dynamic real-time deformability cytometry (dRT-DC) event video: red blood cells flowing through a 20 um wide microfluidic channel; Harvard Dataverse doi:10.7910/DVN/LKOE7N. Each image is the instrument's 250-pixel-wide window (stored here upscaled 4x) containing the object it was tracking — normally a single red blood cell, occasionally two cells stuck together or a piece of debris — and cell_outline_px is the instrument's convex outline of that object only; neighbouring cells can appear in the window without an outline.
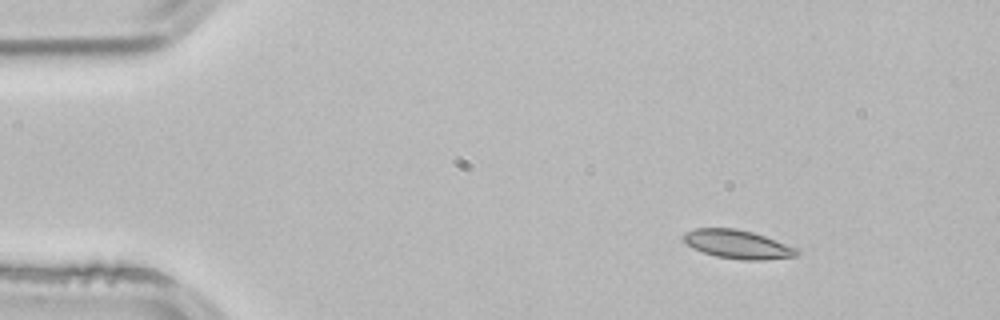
{"species": "common noctule bat (a hibernating species)", "species_latin": "Nyctalus noctula", "temperature_condition": "room temperature", "stored_images_in_passage": 4, "segment_of_instrument_passage": [2, 2], "camera_frame_rate_fps": 3000, "um_per_image_px": 0.085, "animal": {"sex": "male", "body_mass_g": 21.5, "forearm_length_mm": 52.0}, "frame": {"image": 1, "passage_image": 4, "time_ms": 1.0, "image_size_px": [1000, 320], "cell_outline_px": [[800, 252], [796, 256], [764, 260], [744, 260], [716, 256], [692, 248], [684, 240], [684, 232], [696, 228], [736, 228], [752, 232], [764, 236], [796, 248]], "centroid_in_image_um": [62.69, 20.76], "position_along_channel_um": 22.3, "area_um2": 18.67}}